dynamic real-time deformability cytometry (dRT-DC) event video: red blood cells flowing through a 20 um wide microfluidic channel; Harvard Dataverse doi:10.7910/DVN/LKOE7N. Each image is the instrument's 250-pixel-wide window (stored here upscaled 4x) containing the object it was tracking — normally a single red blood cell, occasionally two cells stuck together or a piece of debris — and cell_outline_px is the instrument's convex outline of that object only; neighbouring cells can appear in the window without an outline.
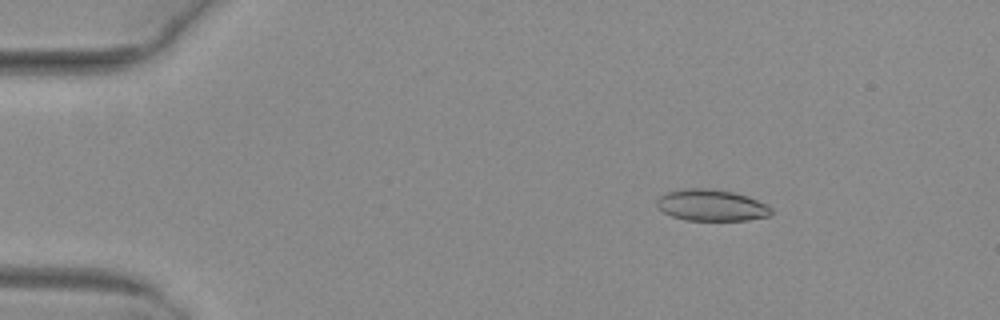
{"species": "common noctule bat (a hibernating species)", "species_latin": "Nyctalus noctula", "temperature_condition": "warm", "stored_images_in_passage": 49, "camera_frame_rate_fps": 3000, "um_per_image_px": 0.085, "animal": {"sex": "female", "body_mass_g": 29.2, "forearm_length_mm": 56.3}, "frame": {"image": 1, "passage_image": 5, "time_ms": 1.333, "image_size_px": [1000, 320], "cell_outline_px": [[772, 212], [768, 216], [748, 220], [684, 220], [672, 216], [664, 212], [656, 204], [656, 200], [660, 196], [668, 192], [684, 188], [708, 188], [732, 192], [748, 196], [772, 208]], "centroid_in_image_um": [60.45, 17.44], "position_along_channel_um": 24.5, "area_um2": 20.81}}
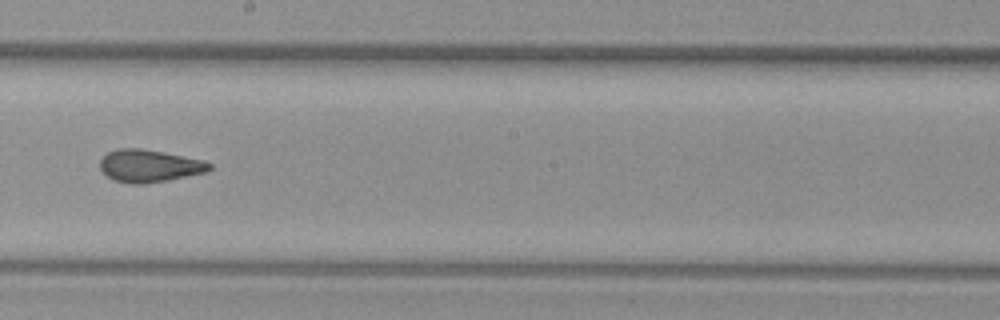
{"frame": {"image": 2, "passage_image": 27, "time_ms": 8.667, "image_size_px": [1000, 320], "cell_outline_px": [[212, 168], [208, 172], [168, 180], [144, 184], [132, 184], [112, 180], [100, 168], [100, 160], [108, 152], [116, 148], [140, 148], [164, 152], [204, 160], [212, 164]], "centroid_in_image_um": [12.71, 14.1], "position_along_channel_um": 235.5, "area_um2": 20.87}}
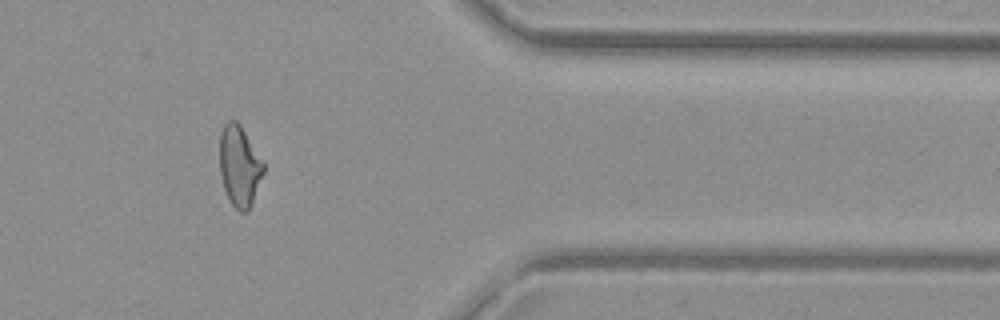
{"frame": {"image": 3, "passage_image": 40, "time_ms": 13.0, "image_size_px": [1000, 320], "cell_outline_px": [[264, 172], [252, 204], [248, 212], [240, 212], [232, 204], [224, 188], [220, 172], [220, 132], [224, 124], [228, 120], [236, 120], [240, 124], [264, 164]], "centroid_in_image_um": [20.35, 14.11], "position_along_channel_um": 391.0, "area_um2": 20.46}, "authors_computed_cell_mechanics": {"area_um2": 20.8658, "velocity_mm_per_s": 4.0485, "shape_relaxation_time_tau1_ms": null, "shape_relaxation_time_tau2_ms": 1.933, "deformation_change_tau1": null, "deformation_change_tau2": 0.0836}}